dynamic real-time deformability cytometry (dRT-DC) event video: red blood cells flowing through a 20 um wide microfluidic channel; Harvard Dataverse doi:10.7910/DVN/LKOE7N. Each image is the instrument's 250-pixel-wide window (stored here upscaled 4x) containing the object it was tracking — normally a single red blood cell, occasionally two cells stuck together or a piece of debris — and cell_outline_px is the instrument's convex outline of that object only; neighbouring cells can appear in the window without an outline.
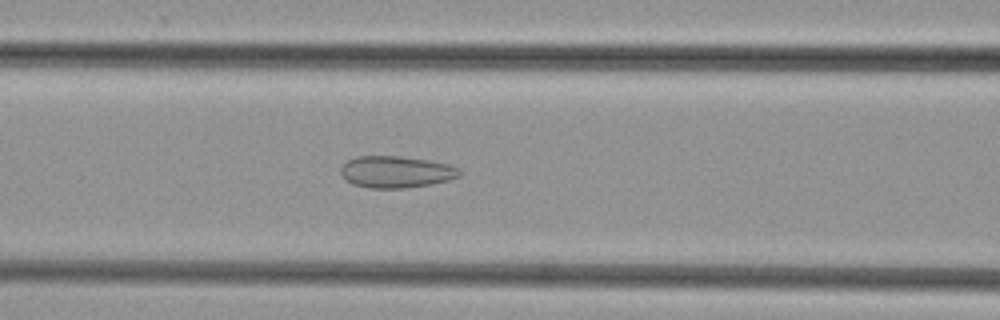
{"species": "common noctule bat (a hibernating species)", "species_latin": "Nyctalus noctula", "temperature_condition": "cold", "stored_images_in_passage": 48, "camera_frame_rate_fps": 3000, "um_per_image_px": 0.085, "animal": {"sex": "female", "body_mass_g": 29.2, "forearm_length_mm": 56.3}, "frame": {"image": 1, "passage_image": 20, "time_ms": 6.333, "image_size_px": [1000, 320], "cell_outline_px": [[460, 176], [448, 180], [432, 184], [404, 188], [368, 188], [352, 184], [340, 172], [340, 168], [348, 160], [356, 156], [400, 156], [428, 160], [448, 164], [460, 168]], "centroid_in_image_um": [33.68, 14.61], "position_along_channel_um": 132.9, "area_um2": 21.96}}
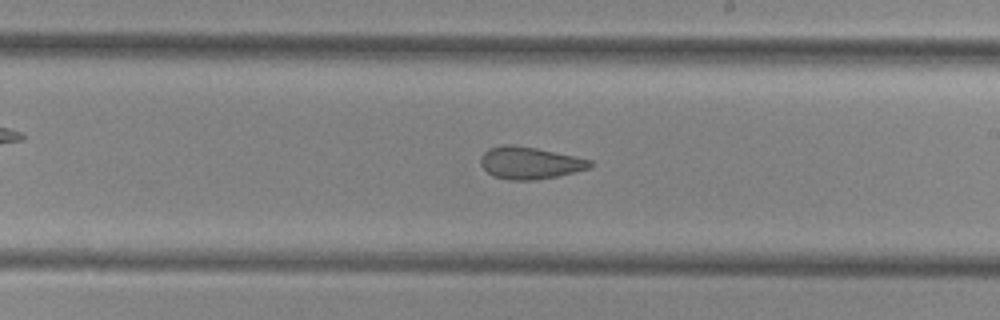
{"frame": {"image": 2, "passage_image": 28, "time_ms": 9.0, "image_size_px": [1000, 320], "cell_outline_px": [[592, 164], [588, 168], [556, 176], [536, 180], [508, 180], [492, 176], [480, 164], [480, 156], [488, 148], [504, 144], [512, 144], [536, 148], [576, 156], [592, 160]], "centroid_in_image_um": [44.98, 13.84], "position_along_channel_um": 244.0, "area_um2": 20.52}}
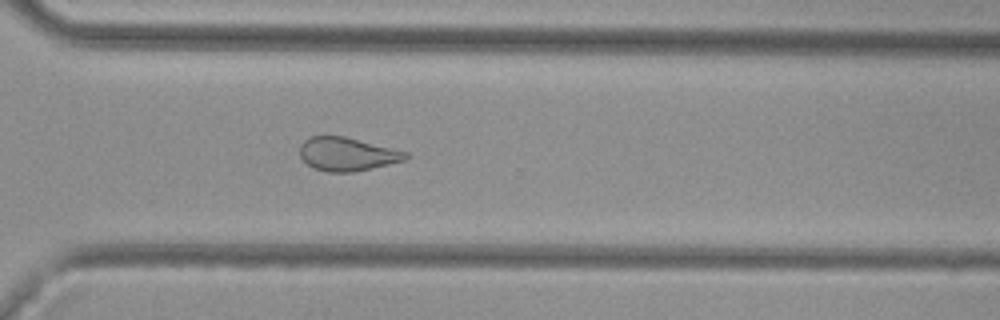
{"frame": {"image": 3, "passage_image": 35, "time_ms": 11.333, "image_size_px": [1000, 320], "cell_outline_px": [[412, 156], [408, 160], [372, 168], [352, 172], [328, 172], [312, 168], [300, 156], [300, 144], [304, 140], [312, 136], [344, 136], [408, 152]], "centroid_in_image_um": [29.54, 13.11], "position_along_channel_um": 341.1, "area_um2": 20.75}}